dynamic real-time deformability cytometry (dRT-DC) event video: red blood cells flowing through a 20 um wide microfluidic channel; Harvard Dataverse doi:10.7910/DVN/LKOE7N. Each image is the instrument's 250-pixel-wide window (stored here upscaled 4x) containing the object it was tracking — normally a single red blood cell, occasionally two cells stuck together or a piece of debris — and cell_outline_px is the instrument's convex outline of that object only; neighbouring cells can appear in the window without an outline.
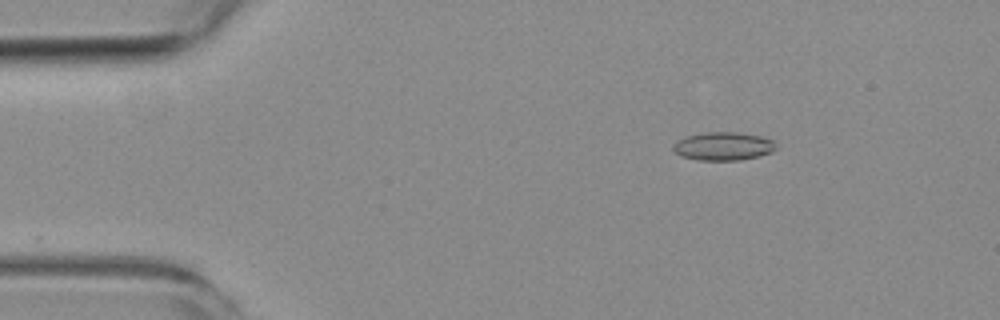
{"species": "common noctule bat (a hibernating species)", "species_latin": "Nyctalus noctula", "temperature_condition": "room temperature", "stored_images_in_passage": 5, "camera_frame_rate_fps": 3000, "um_per_image_px": 0.085, "animal": {"sex": "female", "body_mass_g": 19.3, "forearm_length_mm": 54.1}, "frame": {"image": 1, "passage_image": 2, "time_ms": 1.333, "image_size_px": [1000, 320], "cell_outline_px": [[776, 148], [772, 152], [760, 156], [740, 160], [696, 160], [680, 156], [672, 148], [672, 144], [676, 140], [684, 136], [704, 132], [740, 132], [760, 136], [772, 140], [776, 144]], "centroid_in_image_um": [61.44, 12.42], "position_along_channel_um": 23.6, "area_um2": 17.22}}
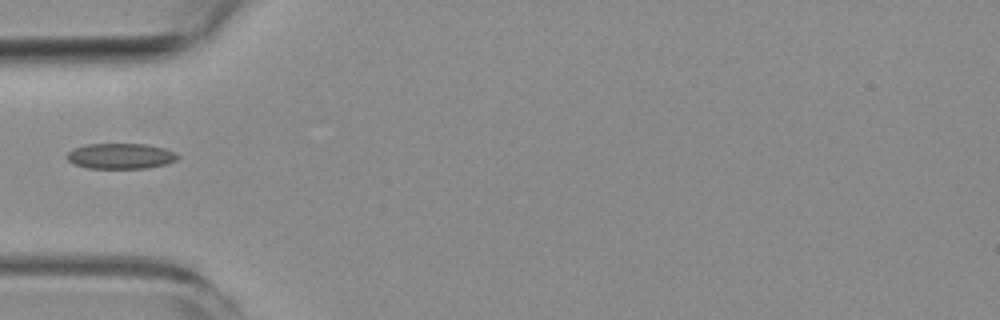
{"frame": {"image": 2, "passage_image": 5, "time_ms": 4.667, "image_size_px": [1000, 320], "cell_outline_px": [[180, 156], [176, 160], [168, 164], [144, 168], [88, 168], [72, 164], [64, 156], [72, 148], [84, 144], [148, 144], [164, 148], [176, 152]], "centroid_in_image_um": [10.23, 13.26], "position_along_channel_um": 74.8, "area_um2": 16.76}}